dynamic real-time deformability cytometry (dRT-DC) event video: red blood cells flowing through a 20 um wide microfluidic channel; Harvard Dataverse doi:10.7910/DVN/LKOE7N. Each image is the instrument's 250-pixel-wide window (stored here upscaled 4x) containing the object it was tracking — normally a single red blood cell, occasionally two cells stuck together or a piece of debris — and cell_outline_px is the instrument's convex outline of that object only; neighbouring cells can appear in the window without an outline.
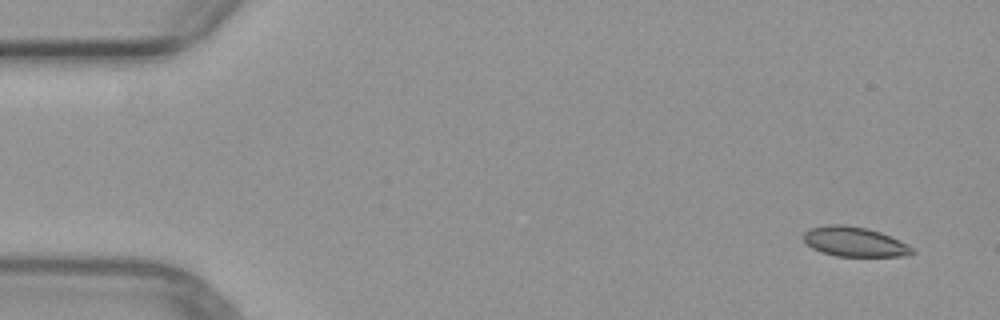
{"species": "common noctule bat (a hibernating species)", "species_latin": "Nyctalus noctula", "temperature_condition": "warm", "stored_images_in_passage": 5, "camera_frame_rate_fps": 3000, "um_per_image_px": 0.085, "animal": {"sex": "female", "body_mass_g": 29.2, "forearm_length_mm": 56.3}, "frame": {"image": 1, "passage_image": 1, "time_ms": 0.0, "image_size_px": [1000, 320], "cell_outline_px": [[916, 252], [904, 256], [836, 256], [820, 252], [812, 248], [804, 240], [804, 232], [808, 228], [828, 224], [844, 224], [868, 228], [880, 232], [912, 248]], "centroid_in_image_um": [72.56, 20.54], "position_along_channel_um": 12.4, "area_um2": 18.67}}